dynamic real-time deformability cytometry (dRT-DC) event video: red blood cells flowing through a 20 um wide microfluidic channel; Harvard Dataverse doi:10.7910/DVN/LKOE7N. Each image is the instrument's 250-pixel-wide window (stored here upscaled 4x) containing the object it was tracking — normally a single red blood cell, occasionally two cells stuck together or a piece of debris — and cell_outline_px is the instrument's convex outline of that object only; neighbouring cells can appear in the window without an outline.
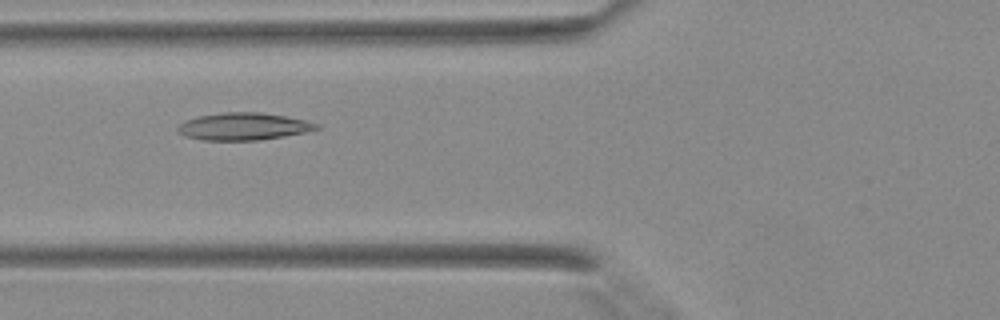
{"species": "Egyptian fruit bat (a non-hibernating species)", "species_latin": "Rousettus aegyptiacus", "temperature_condition": "warm", "stored_images_in_passage": 2, "camera_frame_rate_fps": 3000, "um_per_image_px": 0.085, "animal": {"sex": "female"}, "frame": {"image": 1, "passage_image": 2, "time_ms": 0.333, "image_size_px": [1000, 320], "cell_outline_px": [[320, 128], [308, 132], [260, 140], [200, 140], [184, 136], [176, 128], [184, 120], [200, 116], [224, 112], [260, 112], [284, 116], [304, 120], [320, 124]], "centroid_in_image_um": [20.7, 10.75], "position_along_channel_um": 105.1, "area_um2": 22.08}}